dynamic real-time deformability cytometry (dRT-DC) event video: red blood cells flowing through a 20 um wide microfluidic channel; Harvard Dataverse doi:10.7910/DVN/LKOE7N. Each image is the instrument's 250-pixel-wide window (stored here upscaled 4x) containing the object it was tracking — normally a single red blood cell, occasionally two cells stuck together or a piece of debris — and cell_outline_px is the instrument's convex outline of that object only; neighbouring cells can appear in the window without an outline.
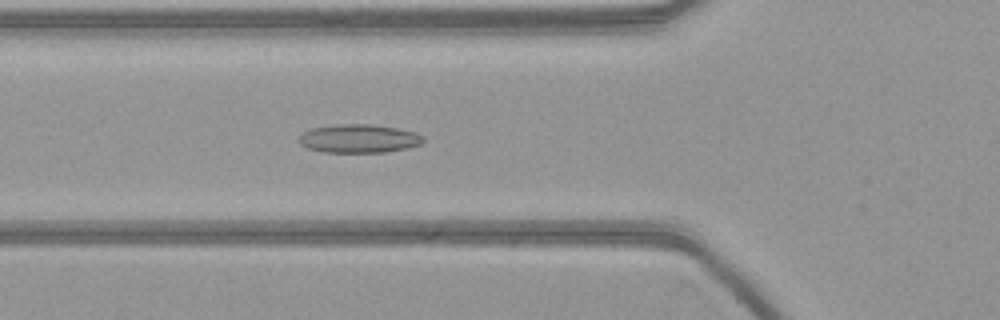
{"species": "common noctule bat (a hibernating species)", "species_latin": "Nyctalus noctula", "temperature_condition": "warm", "stored_images_in_passage": 41, "camera_frame_rate_fps": 3000, "um_per_image_px": 0.085, "animal": {"sex": "female", "body_mass_g": 21.9}, "frame": {"image": 1, "passage_image": 6, "time_ms": 1.667, "image_size_px": [1000, 320], "cell_outline_px": [[424, 140], [420, 144], [408, 148], [384, 152], [324, 152], [308, 148], [300, 144], [300, 136], [304, 132], [312, 128], [336, 124], [372, 124], [396, 128], [416, 132], [424, 136]], "centroid_in_image_um": [30.53, 11.77], "position_along_channel_um": 95.3, "area_um2": 20.58}}
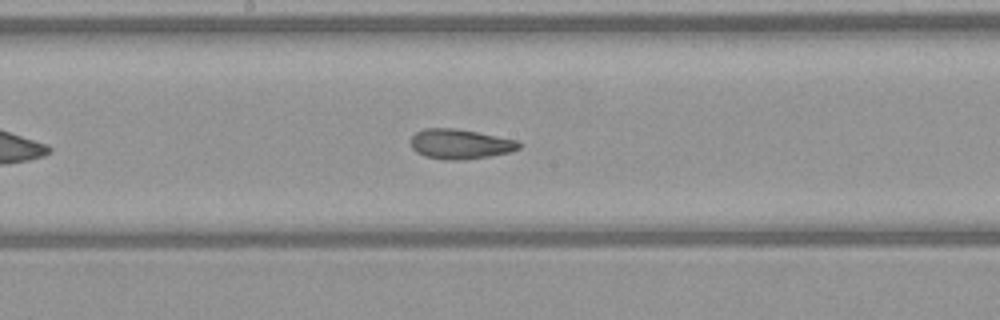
{"frame": {"image": 2, "passage_image": 15, "time_ms": 4.667, "image_size_px": [1000, 320], "cell_outline_px": [[524, 144], [520, 148], [512, 152], [464, 160], [444, 160], [424, 156], [416, 152], [412, 148], [408, 140], [416, 132], [424, 128], [456, 128], [520, 140]], "centroid_in_image_um": [39.13, 12.24], "position_along_channel_um": 209.1, "area_um2": 19.31}}
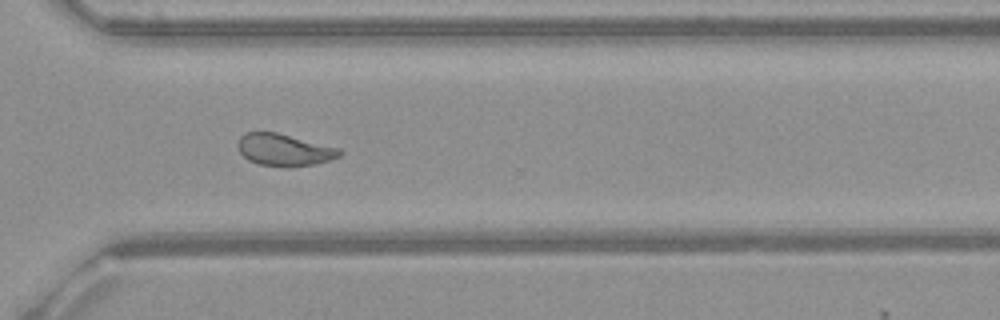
{"frame": {"image": 3, "passage_image": 26, "time_ms": 8.333, "image_size_px": [1000, 320], "cell_outline_px": [[344, 152], [340, 156], [332, 160], [316, 164], [288, 168], [284, 168], [260, 164], [248, 160], [240, 152], [236, 144], [240, 136], [248, 132], [276, 132], [340, 148]], "centroid_in_image_um": [24.19, 12.76], "position_along_channel_um": 346.4, "area_um2": 19.31}}